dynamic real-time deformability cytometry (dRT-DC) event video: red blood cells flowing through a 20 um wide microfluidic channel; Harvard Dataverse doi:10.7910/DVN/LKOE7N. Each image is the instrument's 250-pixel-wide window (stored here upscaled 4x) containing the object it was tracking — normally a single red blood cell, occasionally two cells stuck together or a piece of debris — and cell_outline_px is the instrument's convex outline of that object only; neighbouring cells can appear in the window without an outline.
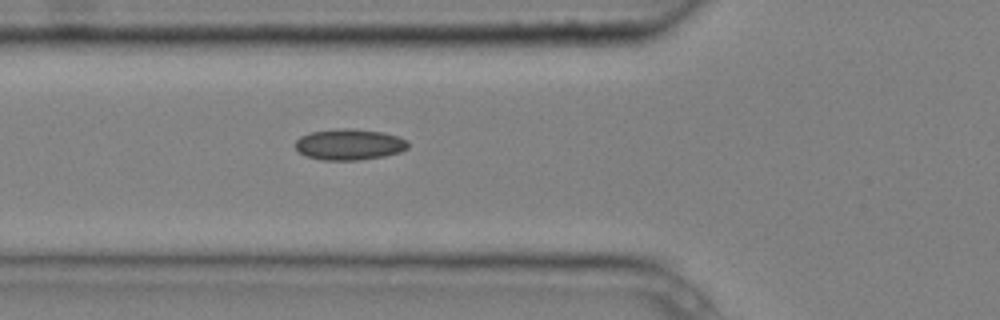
{"species": "common noctule bat (a hibernating species)", "species_latin": "Nyctalus noctula", "temperature_condition": "cold", "stored_images_in_passage": 5, "camera_frame_rate_fps": 3000, "um_per_image_px": 0.085, "animal": {"sex": "male", "body_mass_g": 20.4}, "frame": {"image": 1, "passage_image": 5, "time_ms": 1.333, "image_size_px": [1000, 320], "cell_outline_px": [[408, 148], [400, 152], [384, 156], [356, 160], [324, 160], [304, 156], [296, 148], [296, 140], [300, 136], [308, 132], [340, 128], [352, 128], [384, 132], [408, 140]], "centroid_in_image_um": [29.68, 12.27], "position_along_channel_um": 96.1, "area_um2": 20.52}}